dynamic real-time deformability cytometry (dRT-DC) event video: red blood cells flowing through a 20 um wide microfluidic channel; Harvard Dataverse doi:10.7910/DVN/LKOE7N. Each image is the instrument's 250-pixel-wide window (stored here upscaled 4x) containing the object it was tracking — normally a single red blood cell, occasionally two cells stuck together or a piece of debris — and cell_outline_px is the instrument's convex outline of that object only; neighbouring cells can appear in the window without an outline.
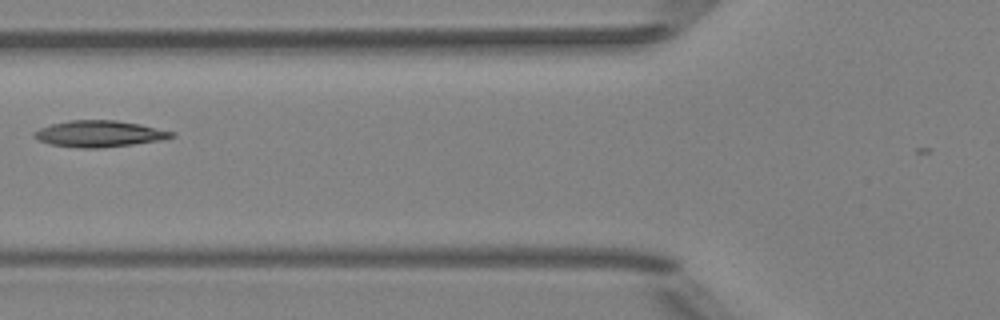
{"species": "Egyptian fruit bat (a non-hibernating species)", "species_latin": "Rousettus aegyptiacus", "temperature_condition": "room temperature", "stored_images_in_passage": 4, "camera_frame_rate_fps": 3000, "um_per_image_px": 0.085, "animal": {"sex": "female"}, "frame": {"image": 1, "passage_image": 4, "time_ms": 3.667, "image_size_px": [1000, 320], "cell_outline_px": [[176, 136], [164, 140], [100, 148], [80, 148], [48, 144], [32, 136], [32, 132], [40, 128], [52, 124], [68, 120], [116, 120], [140, 124], [176, 132]], "centroid_in_image_um": [8.46, 11.37], "position_along_channel_um": 117.3, "area_um2": 21.27}}